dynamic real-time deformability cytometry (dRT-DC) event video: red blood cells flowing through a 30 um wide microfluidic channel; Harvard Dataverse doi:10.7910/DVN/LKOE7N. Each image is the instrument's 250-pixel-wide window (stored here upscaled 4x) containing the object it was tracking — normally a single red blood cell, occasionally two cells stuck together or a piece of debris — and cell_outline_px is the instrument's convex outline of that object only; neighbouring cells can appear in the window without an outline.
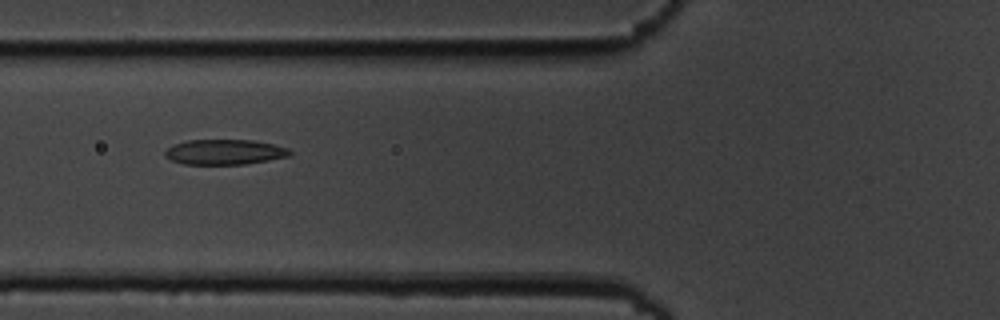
{"species": "common noctule bat (a hibernating species)", "species_latin": "Nyctalus noctula", "temperature_condition": "cold", "stored_images_in_passage": 11, "camera_frame_rate_fps": 3000, "um_per_image_px": 0.085, "animal": {"sex": "male", "body_mass_g": 19.5, "forearm_length_mm": 54.6}, "frame": {"image": 1, "passage_image": 2, "time_ms": 1.333, "image_size_px": [1000, 320], "cell_outline_px": [[292, 156], [244, 164], [184, 164], [172, 160], [164, 156], [164, 152], [172, 144], [188, 140], [252, 140], [272, 144], [288, 148], [292, 152]], "centroid_in_image_um": [19.09, 12.92], "position_along_channel_um": 106.7, "area_um2": 18.32}}
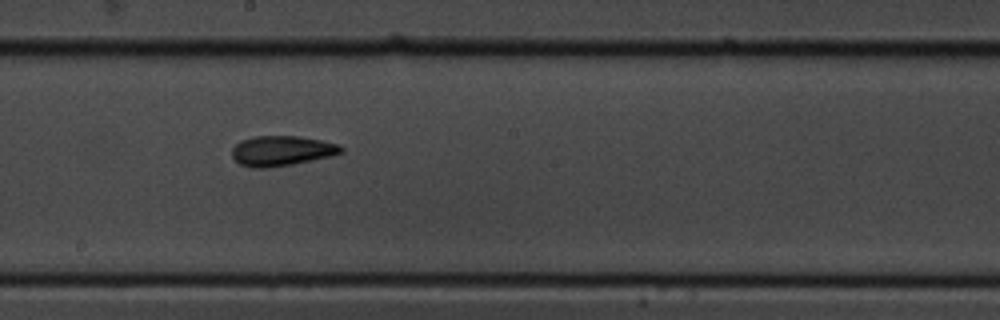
{"frame": {"image": 2, "passage_image": 5, "time_ms": 4.667, "image_size_px": [1000, 320], "cell_outline_px": [[344, 152], [312, 160], [292, 164], [264, 168], [252, 168], [240, 164], [232, 156], [232, 148], [240, 140], [256, 136], [300, 136], [340, 144], [344, 148]], "centroid_in_image_um": [23.94, 12.81], "position_along_channel_um": 224.3, "area_um2": 19.07}}
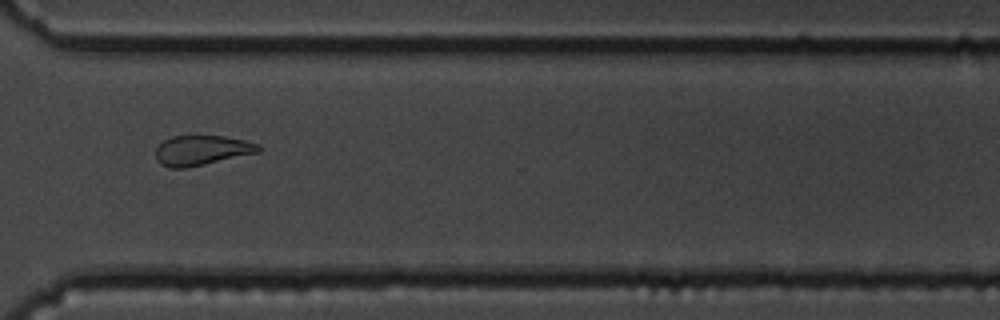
{"frame": {"image": 3, "passage_image": 8, "time_ms": 8.333, "image_size_px": [1000, 320], "cell_outline_px": [[264, 148], [260, 152], [188, 168], [172, 168], [160, 164], [156, 160], [156, 148], [164, 140], [172, 136], [224, 136], [244, 140], [260, 144]], "centroid_in_image_um": [17.18, 12.78], "position_along_channel_um": 353.4, "area_um2": 18.09}, "authors_computed_cell_mechanics": {"area_um2": 18.3226, "velocity_mm_per_s": 3.5349, "shape_relaxation_time_tau1_ms": 2.0684, "shape_relaxation_time_tau2_ms": 4.09, "deformation_change_tau1": 0.089, "deformation_change_tau2": 0.1079}}